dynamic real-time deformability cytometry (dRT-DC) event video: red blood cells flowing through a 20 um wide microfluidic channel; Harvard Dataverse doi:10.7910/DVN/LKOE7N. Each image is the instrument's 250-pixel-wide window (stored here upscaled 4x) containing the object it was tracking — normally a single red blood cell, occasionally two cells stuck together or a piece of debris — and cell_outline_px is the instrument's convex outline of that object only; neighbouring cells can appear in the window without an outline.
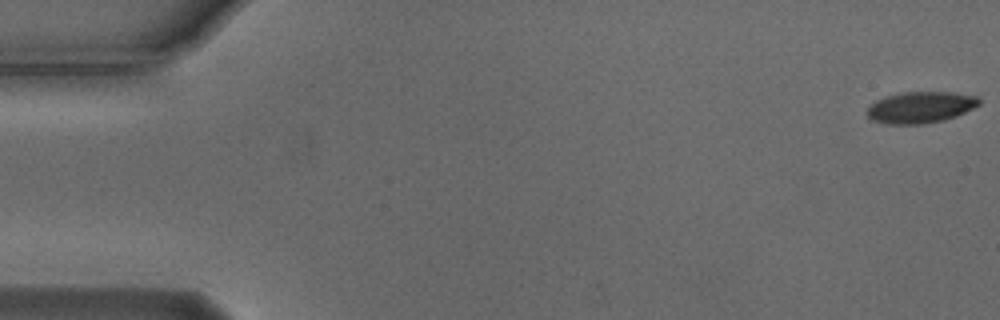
{"species": "Egyptian fruit bat (a non-hibernating species)", "species_latin": "Rousettus aegyptiacus", "temperature_condition": "cold", "stored_images_in_passage": 55, "camera_frame_rate_fps": 3000, "um_per_image_px": 0.085, "animal": {"sex": "male"}, "frame": {"image": 1, "passage_image": 1, "time_ms": 0.0, "image_size_px": [1000, 320], "cell_outline_px": [[980, 104], [964, 112], [944, 120], [920, 124], [888, 124], [872, 120], [868, 116], [868, 104], [884, 96], [900, 92], [952, 92], [976, 96], [980, 100]], "centroid_in_image_um": [78.2, 9.11], "position_along_channel_um": 6.8, "area_um2": 20.46}}
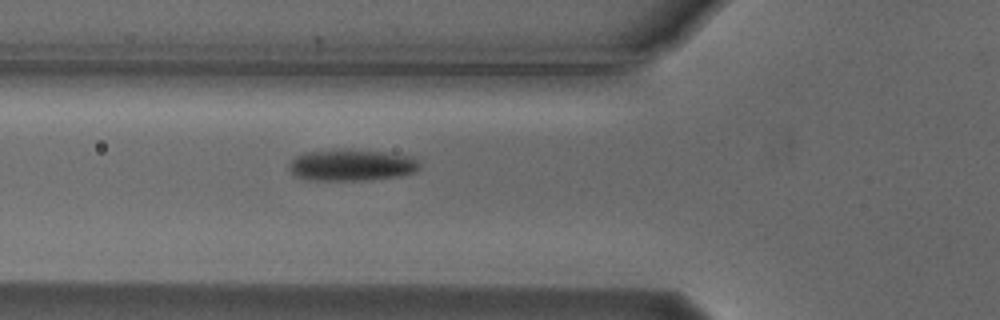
{"frame": {"image": 2, "passage_image": 20, "time_ms": 6.333, "image_size_px": [1000, 320], "cell_outline_px": [[420, 168], [412, 172], [400, 176], [368, 180], [316, 180], [296, 176], [288, 168], [288, 164], [296, 156], [304, 152], [344, 148], [384, 152], [412, 156], [420, 164]], "centroid_in_image_um": [29.88, 14.01], "position_along_channel_um": 95.9, "area_um2": 24.1}}
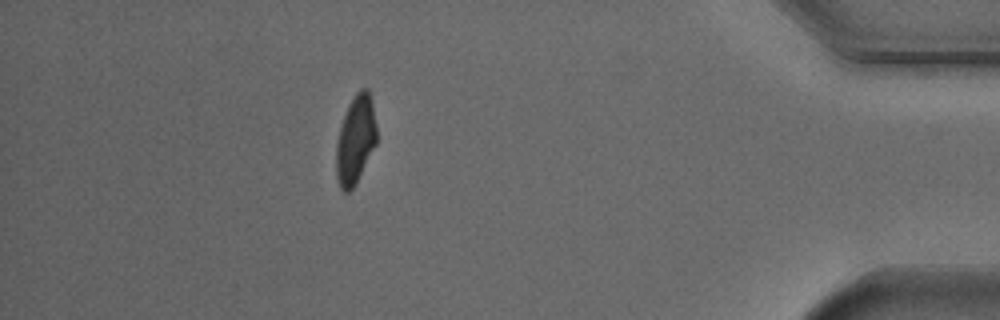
{"frame": {"image": 3, "passage_image": 49, "time_ms": 16.0, "image_size_px": [1000, 320], "cell_outline_px": [[376, 144], [356, 184], [348, 192], [344, 192], [340, 188], [336, 176], [336, 144], [340, 128], [348, 104], [356, 92], [360, 88], [368, 88], [372, 100], [376, 124]], "centroid_in_image_um": [30.22, 11.87], "position_along_channel_um": 405.0, "area_um2": 20.92}, "authors_computed_cell_mechanics": {"area_um2": 22.1374, "velocity_mm_per_s": 3.7279, "shape_relaxation_time_tau1_ms": 3.7162, "shape_relaxation_time_tau2_ms": 5.4212, "deformation_change_tau1": 0.1457, "deformation_change_tau2": 0.0904}}